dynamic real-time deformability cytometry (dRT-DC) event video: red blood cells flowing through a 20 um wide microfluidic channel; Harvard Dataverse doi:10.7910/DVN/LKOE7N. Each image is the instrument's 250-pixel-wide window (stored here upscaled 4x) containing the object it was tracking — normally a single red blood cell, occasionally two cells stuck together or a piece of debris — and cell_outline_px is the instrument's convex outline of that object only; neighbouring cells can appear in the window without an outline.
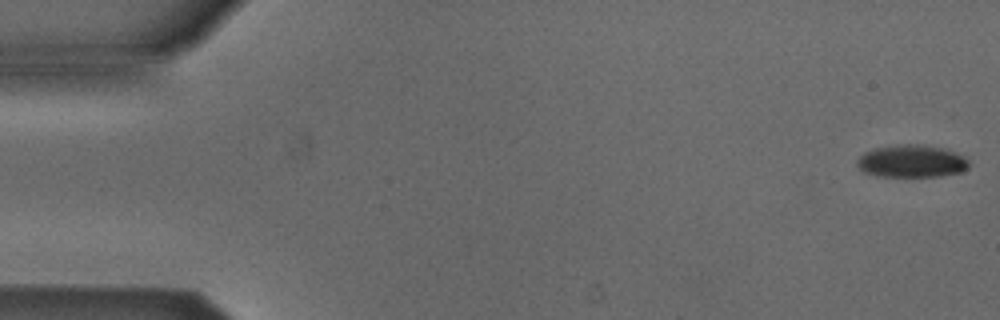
{"species": "Egyptian fruit bat (a non-hibernating species)", "species_latin": "Rousettus aegyptiacus", "temperature_condition": "cold", "stored_images_in_passage": 20, "camera_frame_rate_fps": 3000, "um_per_image_px": 0.085, "animal": {"sex": "male"}, "frame": {"image": 1, "passage_image": 1, "time_ms": 0.0, "image_size_px": [1000, 320], "cell_outline_px": [[968, 168], [960, 172], [940, 176], [876, 176], [864, 172], [856, 164], [856, 160], [864, 152], [876, 148], [900, 144], [916, 144], [940, 148], [964, 156], [968, 160]], "centroid_in_image_um": [77.45, 13.71], "position_along_channel_um": 7.5, "area_um2": 20.92}}
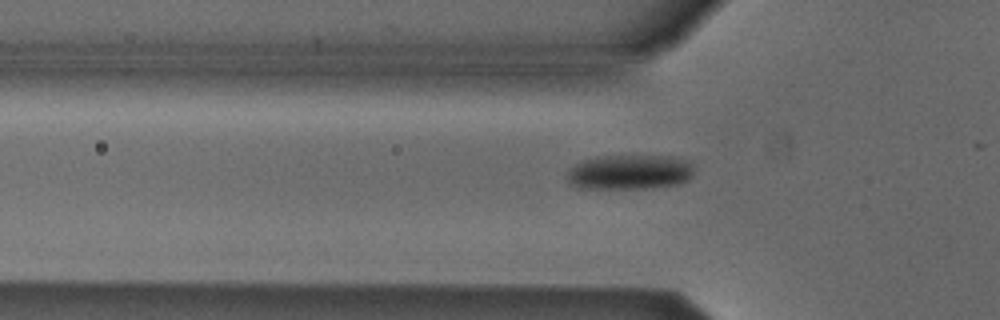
{"frame": {"image": 2, "passage_image": 17, "time_ms": 5.333, "image_size_px": [1000, 320], "cell_outline_px": [[692, 172], [688, 180], [676, 184], [644, 188], [584, 188], [568, 184], [564, 176], [568, 168], [584, 160], [596, 156], [672, 156], [688, 160], [692, 164]], "centroid_in_image_um": [53.45, 14.62], "position_along_channel_um": 72.3, "area_um2": 25.84}}